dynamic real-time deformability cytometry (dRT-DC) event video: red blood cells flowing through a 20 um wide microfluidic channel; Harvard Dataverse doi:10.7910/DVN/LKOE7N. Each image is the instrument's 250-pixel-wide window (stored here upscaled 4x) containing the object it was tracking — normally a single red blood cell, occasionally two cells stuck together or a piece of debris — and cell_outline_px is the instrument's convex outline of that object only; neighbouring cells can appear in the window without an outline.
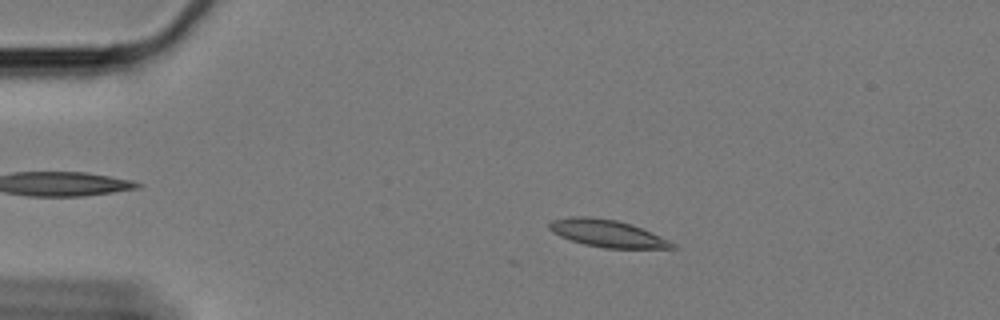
{"species": "Egyptian fruit bat (a non-hibernating species)", "species_latin": "Rousettus aegyptiacus", "temperature_condition": "cold", "stored_images_in_passage": 12, "camera_frame_rate_fps": 3000, "um_per_image_px": 0.085, "animal": {"sex": "female"}, "frame": {"image": 1, "passage_image": 9, "time_ms": 2.667, "image_size_px": [1000, 320], "cell_outline_px": [[676, 248], [604, 248], [584, 244], [560, 236], [552, 232], [548, 228], [548, 224], [552, 220], [568, 216], [588, 216], [616, 220], [632, 224], [668, 240], [676, 244]], "centroid_in_image_um": [51.57, 19.83], "position_along_channel_um": 33.4, "area_um2": 19.42}}